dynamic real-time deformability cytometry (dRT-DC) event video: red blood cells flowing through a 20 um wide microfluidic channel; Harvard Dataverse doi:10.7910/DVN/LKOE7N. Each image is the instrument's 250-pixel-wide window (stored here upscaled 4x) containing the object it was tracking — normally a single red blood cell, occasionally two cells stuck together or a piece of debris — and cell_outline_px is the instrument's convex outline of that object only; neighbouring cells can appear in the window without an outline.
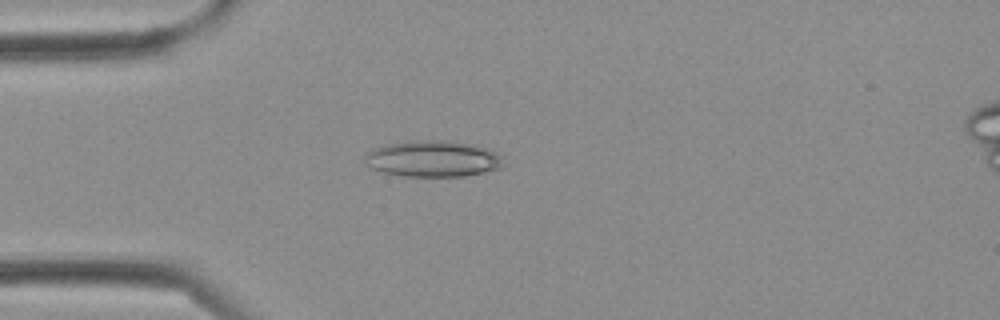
{"species": "Egyptian fruit bat (a non-hibernating species)", "species_latin": "Rousettus aegyptiacus", "temperature_condition": "cold", "stored_images_in_passage": 3, "camera_frame_rate_fps": 3000, "um_per_image_px": 0.085, "frame": {"image": 1, "passage_image": 3, "time_ms": 0.667, "image_size_px": [1000, 320], "cell_outline_px": [[504, 168], [464, 176], [404, 176], [384, 172], [372, 168], [364, 160], [364, 152], [372, 148], [388, 144], [408, 140], [444, 140], [476, 144], [488, 148], [504, 156]], "centroid_in_image_um": [36.84, 13.48], "position_along_channel_um": 48.2, "area_um2": 29.82}}